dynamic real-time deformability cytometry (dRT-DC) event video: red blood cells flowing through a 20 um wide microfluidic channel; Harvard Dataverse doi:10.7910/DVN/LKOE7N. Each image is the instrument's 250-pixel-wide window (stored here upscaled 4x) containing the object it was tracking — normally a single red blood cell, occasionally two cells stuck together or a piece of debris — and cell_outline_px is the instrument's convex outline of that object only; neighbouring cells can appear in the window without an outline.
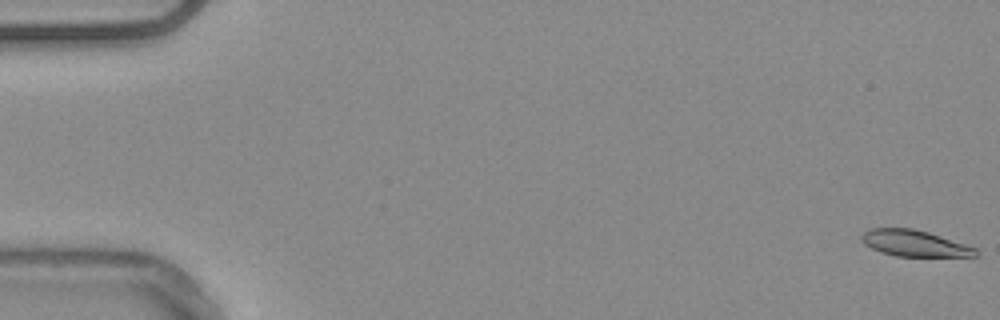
{"species": "common noctule bat (a hibernating species)", "species_latin": "Nyctalus noctula", "temperature_condition": "warm", "stored_images_in_passage": 56, "camera_frame_rate_fps": 3000, "um_per_image_px": 0.085, "animal": {"sex": "male", "body_mass_g": 20.4}, "frame": {"image": 1, "passage_image": 1, "time_ms": 0.0, "image_size_px": [1000, 320], "cell_outline_px": [[980, 256], [896, 256], [880, 252], [864, 244], [860, 240], [860, 236], [864, 232], [872, 228], [912, 228], [928, 232], [976, 248], [980, 252]], "centroid_in_image_um": [77.71, 20.68], "position_along_channel_um": 7.3, "area_um2": 17.4}}
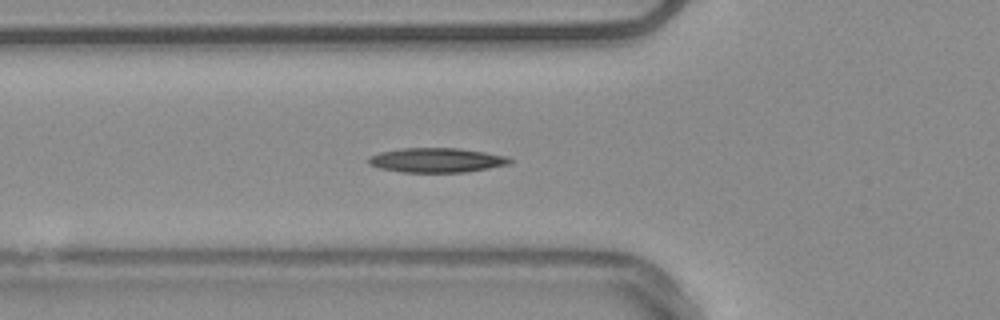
{"frame": {"image": 2, "passage_image": 20, "time_ms": 6.333, "image_size_px": [1000, 320], "cell_outline_px": [[512, 164], [468, 172], [400, 172], [380, 168], [368, 164], [368, 156], [380, 152], [400, 148], [460, 148], [508, 156], [512, 160]], "centroid_in_image_um": [37.13, 13.61], "position_along_channel_um": 88.7, "area_um2": 20.4}}
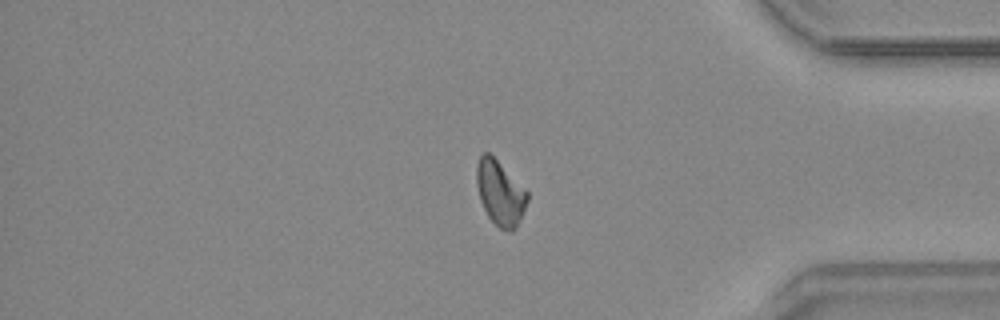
{"frame": {"image": 3, "passage_image": 46, "time_ms": 15.0, "image_size_px": [1000, 320], "cell_outline_px": [[528, 200], [520, 220], [516, 228], [512, 232], [500, 228], [488, 216], [480, 200], [476, 184], [476, 164], [480, 156], [484, 152], [488, 152], [528, 192]], "centroid_in_image_um": [42.5, 16.41], "position_along_channel_um": 392.7, "area_um2": 18.84}, "authors_computed_cell_mechanics": {"area_um2": 19.0451, "velocity_mm_per_s": 3.7577, "shape_relaxation_time_tau1_ms": 6.8031, "shape_relaxation_time_tau2_ms": null, "deformation_change_tau1": 0.1533, "deformation_change_tau2": null}}